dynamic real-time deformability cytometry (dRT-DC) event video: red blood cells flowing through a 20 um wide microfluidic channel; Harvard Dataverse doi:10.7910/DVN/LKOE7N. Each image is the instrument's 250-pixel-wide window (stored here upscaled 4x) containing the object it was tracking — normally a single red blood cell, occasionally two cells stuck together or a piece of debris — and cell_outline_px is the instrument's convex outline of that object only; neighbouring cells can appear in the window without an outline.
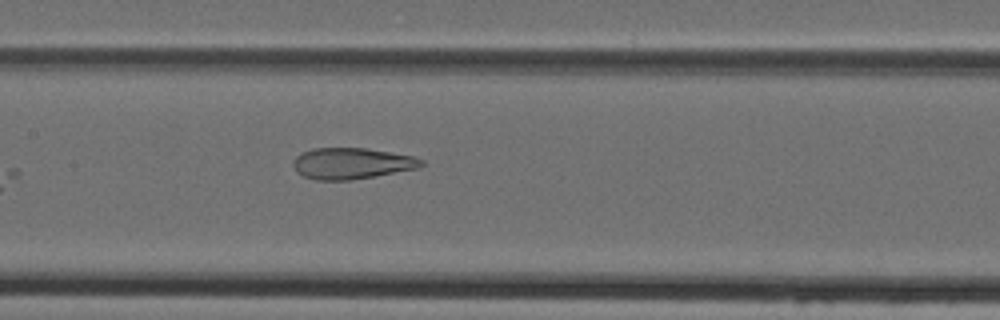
{"species": "Egyptian fruit bat (a non-hibernating species)", "species_latin": "Rousettus aegyptiacus", "temperature_condition": "cold", "stored_images_in_passage": 8, "segment_of_instrument_passage": [1, 2], "camera_frame_rate_fps": 3000, "um_per_image_px": 0.085, "animal": {"sex": "female"}, "frame": {"image": 1, "passage_image": 7, "time_ms": 7.333, "image_size_px": [1000, 320], "cell_outline_px": [[424, 164], [416, 168], [372, 176], [348, 180], [316, 180], [304, 176], [296, 172], [292, 164], [292, 160], [300, 152], [312, 148], [368, 148], [416, 156], [424, 160]], "centroid_in_image_um": [29.85, 13.87], "position_along_channel_um": 177.5, "area_um2": 23.35}}